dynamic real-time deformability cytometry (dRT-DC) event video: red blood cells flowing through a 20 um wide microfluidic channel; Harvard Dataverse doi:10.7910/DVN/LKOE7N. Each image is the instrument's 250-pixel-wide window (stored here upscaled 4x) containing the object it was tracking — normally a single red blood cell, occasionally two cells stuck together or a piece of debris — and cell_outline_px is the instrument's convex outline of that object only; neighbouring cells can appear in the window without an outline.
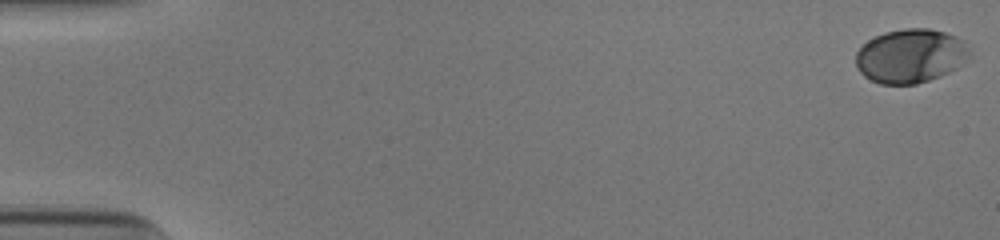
{"species": "human", "species_latin": "Homo sapiens", "temperature_condition": "cold", "stored_images_in_passage": 47, "camera_frame_rate_fps": 3000, "um_per_image_px": 0.085, "donor": {"sex": "male"}, "frame": {"image": 1, "passage_image": 1, "time_ms": 0.0, "image_size_px": [1000, 240], "cell_outline_px": [[968, 56], [956, 68], [940, 76], [916, 84], [880, 84], [864, 76], [860, 72], [856, 64], [856, 52], [868, 40], [884, 32], [904, 28], [928, 28], [944, 32], [956, 36], [968, 48]], "centroid_in_image_um": [77.35, 4.75], "position_along_channel_um": 7.6, "area_um2": 35.37}}
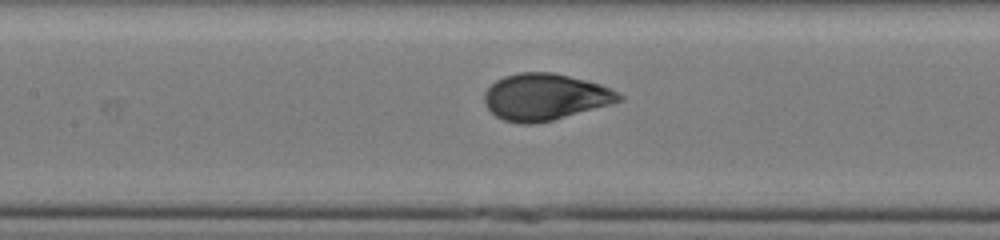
{"frame": {"image": 2, "passage_image": 26, "time_ms": 8.333, "image_size_px": [1000, 240], "cell_outline_px": [[624, 100], [612, 104], [552, 120], [532, 124], [520, 124], [504, 120], [496, 116], [488, 108], [484, 100], [484, 92], [496, 80], [504, 76], [520, 72], [552, 72], [600, 84], [624, 96]], "centroid_in_image_um": [46.32, 8.24], "position_along_channel_um": 161.1, "area_um2": 36.36}}
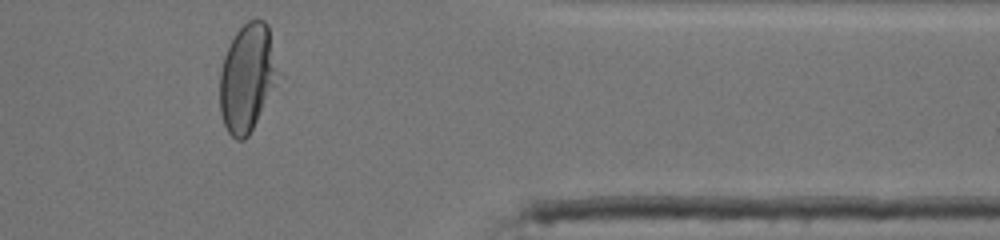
{"frame": {"image": 3, "passage_image": 45, "time_ms": 14.667, "image_size_px": [1000, 240], "cell_outline_px": [[284, 76], [248, 136], [244, 140], [236, 140], [228, 132], [224, 124], [220, 112], [220, 72], [224, 56], [236, 32], [248, 20], [264, 20], [268, 24]], "centroid_in_image_um": [21.11, 6.61], "position_along_channel_um": 390.3, "area_um2": 37.97}, "authors_computed_cell_mechanics": {"area_um2": 36.0094, "velocity_mm_per_s": 3.8857, "shape_relaxation_time_tau1_ms": 3.8108, "shape_relaxation_time_tau2_ms": null, "deformation_change_tau1": 0.1712, "deformation_change_tau2": null}}